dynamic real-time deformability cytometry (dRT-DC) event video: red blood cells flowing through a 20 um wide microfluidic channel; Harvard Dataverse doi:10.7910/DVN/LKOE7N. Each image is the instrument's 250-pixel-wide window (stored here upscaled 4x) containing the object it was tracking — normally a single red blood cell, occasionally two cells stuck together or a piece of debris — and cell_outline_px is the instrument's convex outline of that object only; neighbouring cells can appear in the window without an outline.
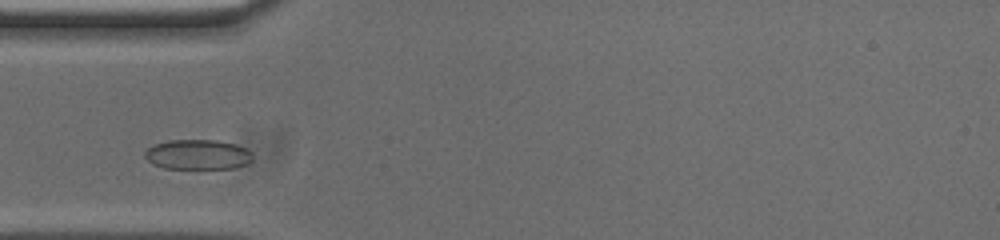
{"species": "common noctule bat (a hibernating species)", "species_latin": "Nyctalus noctula", "temperature_condition": "cold", "stored_images_in_passage": 33, "camera_frame_rate_fps": 3000, "um_per_image_px": 0.085, "animal": {"sex": "male", "body_mass_g": 20.0, "forearm_length_mm": 53.3}, "frame": {"image": 1, "passage_image": 6, "time_ms": 1.667, "image_size_px": [1000, 240], "cell_outline_px": [[252, 160], [244, 164], [232, 168], [164, 168], [152, 164], [144, 156], [144, 152], [152, 144], [168, 140], [216, 140], [236, 144], [244, 148], [252, 156]], "centroid_in_image_um": [16.74, 13.12], "position_along_channel_um": 68.3, "area_um2": 18.67}}
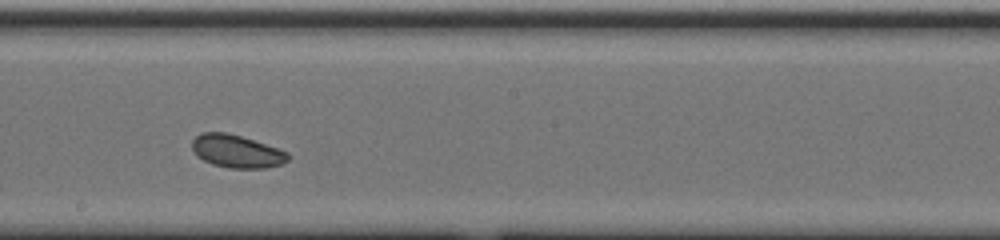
{"frame": {"image": 2, "passage_image": 19, "time_ms": 6.0, "image_size_px": [1000, 240], "cell_outline_px": [[288, 160], [284, 164], [264, 168], [232, 168], [212, 164], [196, 156], [192, 148], [192, 140], [200, 132], [224, 132], [240, 136], [288, 152]], "centroid_in_image_um": [20.09, 12.86], "position_along_channel_um": 228.1, "area_um2": 18.21}}
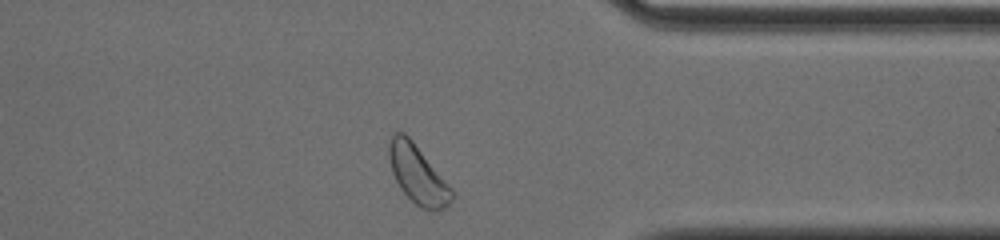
{"frame": {"image": 3, "passage_image": 32, "time_ms": 10.333, "image_size_px": [1000, 240], "cell_outline_px": [[452, 200], [440, 212], [436, 212], [420, 208], [400, 188], [392, 172], [388, 156], [388, 144], [392, 136], [396, 132], [404, 132], [412, 140], [452, 188]], "centroid_in_image_um": [35.5, 14.84], "position_along_channel_um": 375.9, "area_um2": 21.21}}